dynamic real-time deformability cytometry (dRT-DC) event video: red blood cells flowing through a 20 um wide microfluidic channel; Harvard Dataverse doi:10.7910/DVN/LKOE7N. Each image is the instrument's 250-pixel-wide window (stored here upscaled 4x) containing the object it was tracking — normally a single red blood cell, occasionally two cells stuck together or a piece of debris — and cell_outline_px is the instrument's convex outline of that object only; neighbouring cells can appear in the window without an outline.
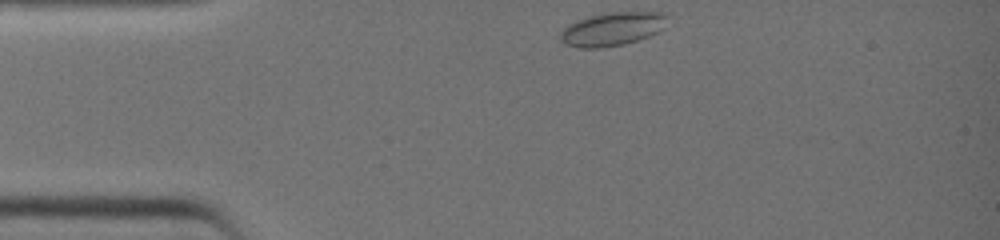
{"species": "common noctule bat (a hibernating species)", "species_latin": "Nyctalus noctula", "temperature_condition": "warm", "stored_images_in_passage": 11, "camera_frame_rate_fps": 3000, "um_per_image_px": 0.085, "animal": {"sex": "female", "body_mass_g": 19.0, "forearm_length_mm": 51.5}, "frame": {"image": 1, "passage_image": 1, "time_ms": 0.0, "image_size_px": [1000, 240], "cell_outline_px": [[668, 16], [664, 28], [648, 36], [624, 44], [604, 48], [580, 48], [564, 44], [560, 40], [560, 32], [568, 24], [576, 20], [604, 12], [668, 12]], "centroid_in_image_um": [52.03, 2.46], "position_along_channel_um": 33.0, "area_um2": 21.1}}
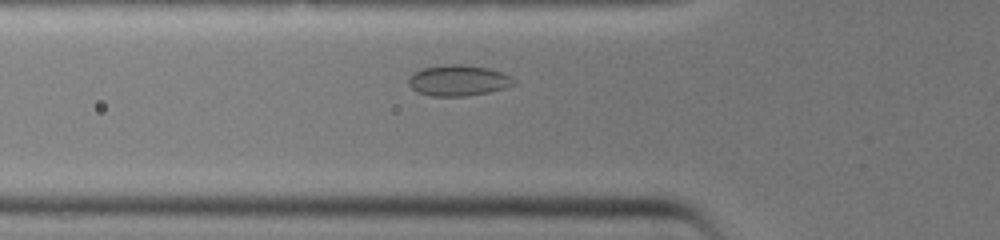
{"frame": {"image": 2, "passage_image": 7, "time_ms": 2.0, "image_size_px": [1000, 240], "cell_outline_px": [[516, 84], [504, 88], [488, 92], [464, 96], [432, 96], [416, 92], [408, 84], [408, 76], [412, 72], [420, 68], [444, 64], [464, 64], [488, 68], [504, 72], [512, 76], [516, 80]], "centroid_in_image_um": [38.94, 6.82], "position_along_channel_um": 86.9, "area_um2": 19.36}}
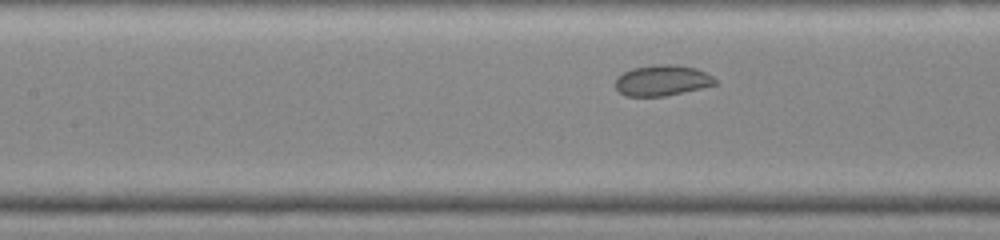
{"frame": {"image": 3, "passage_image": 11, "time_ms": 3.333, "image_size_px": [1000, 240], "cell_outline_px": [[716, 84], [700, 88], [664, 96], [624, 96], [616, 88], [616, 80], [624, 72], [632, 68], [656, 64], [676, 64], [696, 68], [712, 76], [716, 80]], "centroid_in_image_um": [56.28, 6.83], "position_along_channel_um": 151.1, "area_um2": 17.69}}